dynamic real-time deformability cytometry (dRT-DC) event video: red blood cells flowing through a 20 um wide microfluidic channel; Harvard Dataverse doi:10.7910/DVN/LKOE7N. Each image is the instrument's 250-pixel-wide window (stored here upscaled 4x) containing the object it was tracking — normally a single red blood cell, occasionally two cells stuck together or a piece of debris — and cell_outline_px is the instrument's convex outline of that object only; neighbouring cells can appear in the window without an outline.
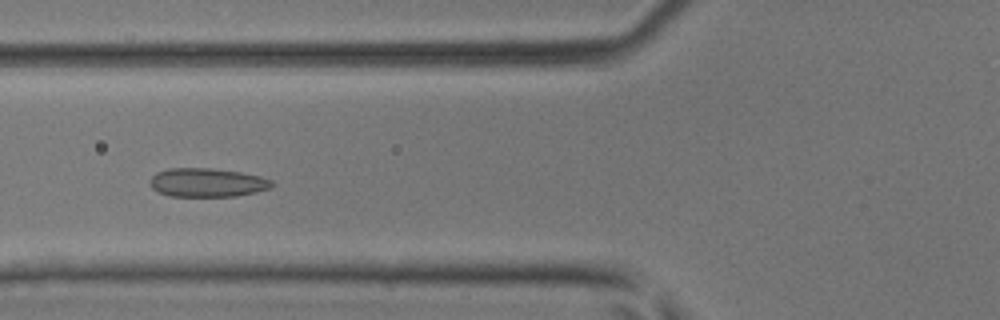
{"species": "common noctule bat (a hibernating species)", "species_latin": "Nyctalus noctula", "temperature_condition": "room temperature", "stored_images_in_passage": 37, "camera_frame_rate_fps": 3000, "um_per_image_px": 0.085, "animal": {"sex": "male", "body_mass_g": 17.9, "forearm_length_mm": 54.2}, "frame": {"image": 1, "passage_image": 10, "time_ms": 3.0, "image_size_px": [1000, 320], "cell_outline_px": [[276, 184], [272, 188], [256, 192], [236, 196], [168, 196], [152, 188], [148, 184], [148, 180], [156, 172], [168, 168], [212, 168], [240, 172], [260, 176], [272, 180]], "centroid_in_image_um": [17.61, 15.51], "position_along_channel_um": 108.2, "area_um2": 20.69}}
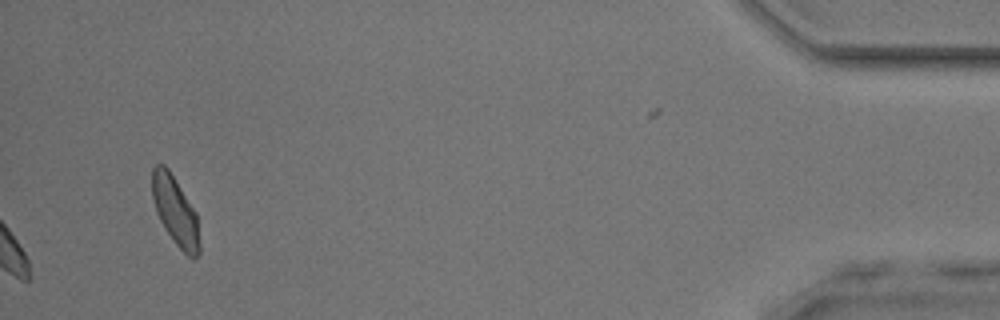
{"frame": {"image": 2, "passage_image": 37, "time_ms": 12.0, "image_size_px": [1000, 320], "cell_outline_px": [[200, 252], [192, 260], [176, 244], [164, 228], [156, 212], [152, 196], [152, 168], [156, 164], [164, 164], [168, 168], [196, 212], [200, 244]], "centroid_in_image_um": [14.9, 17.94], "position_along_channel_um": 420.3, "area_um2": 18.9}}